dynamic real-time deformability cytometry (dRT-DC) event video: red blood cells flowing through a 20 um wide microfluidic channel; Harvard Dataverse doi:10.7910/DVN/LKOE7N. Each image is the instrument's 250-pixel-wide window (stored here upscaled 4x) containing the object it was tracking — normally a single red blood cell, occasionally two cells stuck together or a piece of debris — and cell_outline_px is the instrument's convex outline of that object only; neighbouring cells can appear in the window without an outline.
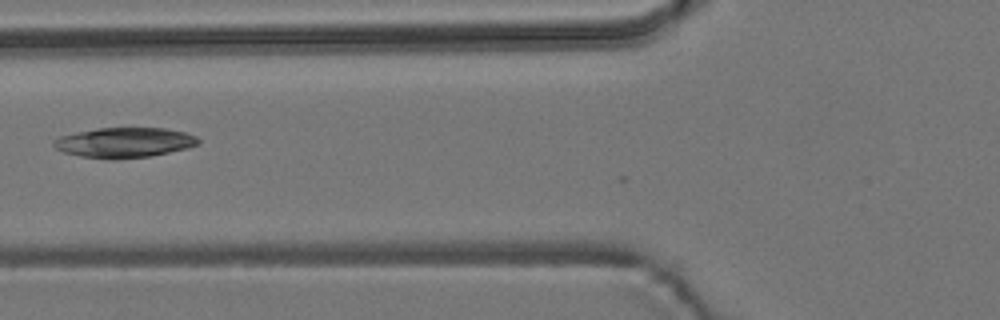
{"species": "common noctule bat (a hibernating species)", "species_latin": "Nyctalus noctula", "temperature_condition": "room temperature", "stored_images_in_passage": 2, "camera_frame_rate_fps": 3000, "um_per_image_px": 0.085, "animal": {"sex": "male", "body_mass_g": 19.2, "forearm_length_mm": 51.8}, "frame": {"image": 1, "passage_image": 2, "time_ms": 1.0, "image_size_px": [1000, 320], "cell_outline_px": [[200, 144], [188, 148], [148, 156], [116, 160], [112, 160], [80, 156], [64, 152], [56, 148], [52, 144], [52, 140], [60, 136], [96, 128], [164, 128], [184, 132], [196, 136], [200, 140]], "centroid_in_image_um": [10.56, 12.12], "position_along_channel_um": 115.2, "area_um2": 25.37}}